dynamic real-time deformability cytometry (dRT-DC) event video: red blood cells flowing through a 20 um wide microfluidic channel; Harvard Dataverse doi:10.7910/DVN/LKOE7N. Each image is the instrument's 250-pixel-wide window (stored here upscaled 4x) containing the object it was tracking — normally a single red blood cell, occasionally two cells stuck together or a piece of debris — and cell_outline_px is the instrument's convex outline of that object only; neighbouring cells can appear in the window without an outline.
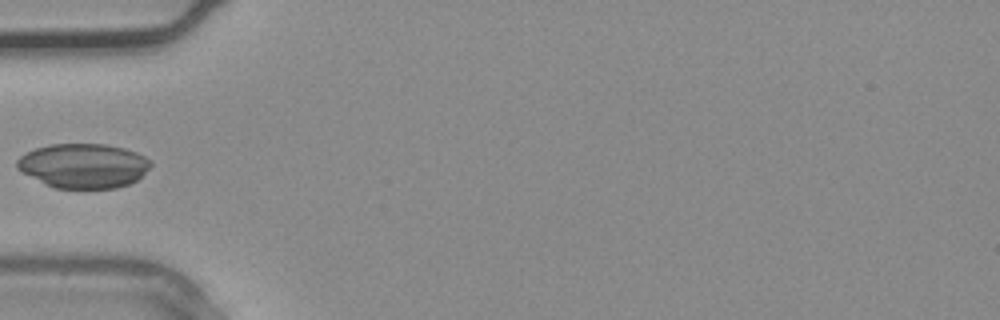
{"species": "common noctule bat (a hibernating species)", "species_latin": "Nyctalus noctula", "temperature_condition": "warm", "stored_images_in_passage": 2, "camera_frame_rate_fps": 3000, "um_per_image_px": 0.085, "animal": {"sex": "male", "body_mass_g": 20.4}, "frame": {"image": 1, "passage_image": 2, "time_ms": 0.333, "image_size_px": [1000, 320], "cell_outline_px": [[152, 164], [136, 180], [128, 184], [116, 188], [56, 188], [44, 184], [16, 168], [16, 160], [20, 156], [36, 148], [52, 144], [108, 144], [124, 148], [136, 152], [144, 156]], "centroid_in_image_um": [7.07, 14.08], "position_along_channel_um": 77.9, "area_um2": 34.45}}